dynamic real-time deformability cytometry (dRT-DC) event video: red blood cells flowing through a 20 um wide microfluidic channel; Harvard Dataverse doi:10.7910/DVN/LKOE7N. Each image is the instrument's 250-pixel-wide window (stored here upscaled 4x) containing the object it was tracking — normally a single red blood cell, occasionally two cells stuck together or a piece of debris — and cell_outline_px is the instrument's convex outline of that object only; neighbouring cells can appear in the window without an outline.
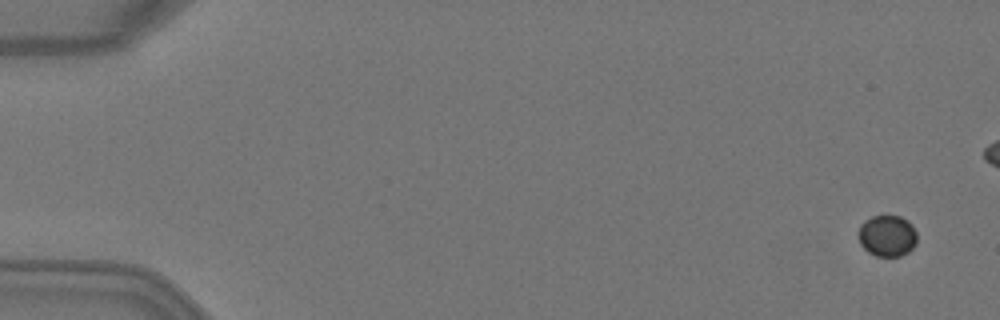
{"species": "Egyptian fruit bat (a non-hibernating species)", "species_latin": "Rousettus aegyptiacus", "temperature_condition": "warm", "stored_images_in_passage": 2, "segment_of_instrument_passage": [2, 2], "camera_frame_rate_fps": 3000, "um_per_image_px": 0.085, "animal": {"sex": "female"}, "frame": {"image": 1, "passage_image": 2, "time_ms": 0.333, "image_size_px": [1000, 320], "cell_outline_px": [[916, 244], [908, 252], [900, 256], [876, 256], [868, 252], [860, 244], [860, 224], [864, 220], [872, 216], [900, 216], [908, 220], [912, 224], [916, 232]], "centroid_in_image_um": [75.43, 20.04], "position_along_channel_um": 9.6, "area_um2": 14.1}}